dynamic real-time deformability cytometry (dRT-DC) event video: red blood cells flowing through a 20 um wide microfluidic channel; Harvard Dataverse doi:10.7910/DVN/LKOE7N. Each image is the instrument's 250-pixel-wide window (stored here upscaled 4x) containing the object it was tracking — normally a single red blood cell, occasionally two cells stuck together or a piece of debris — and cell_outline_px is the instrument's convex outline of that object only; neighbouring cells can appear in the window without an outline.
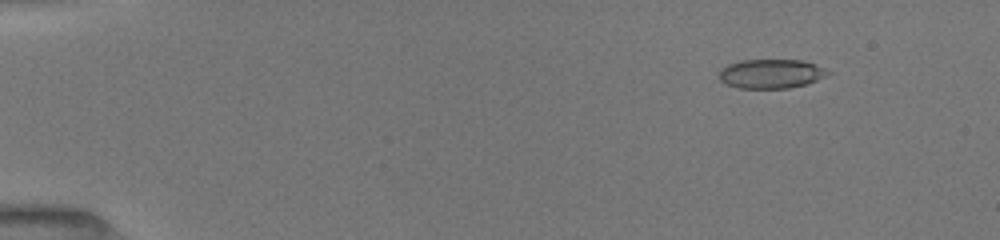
{"species": "common noctule bat (a hibernating species)", "species_latin": "Nyctalus noctula", "temperature_condition": "room temperature", "stored_images_in_passage": 51, "camera_frame_rate_fps": 3000, "um_per_image_px": 0.085, "animal": {"sex": "female", "body_mass_g": 19.5, "forearm_length_mm": 54.1}, "frame": {"image": 1, "passage_image": 6, "time_ms": 1.667, "image_size_px": [1000, 240], "cell_outline_px": [[832, 72], [808, 84], [788, 88], [736, 88], [720, 80], [720, 68], [728, 64], [740, 60], [804, 60], [816, 64]], "centroid_in_image_um": [65.55, 6.26], "position_along_channel_um": 19.5, "area_um2": 18.55}}
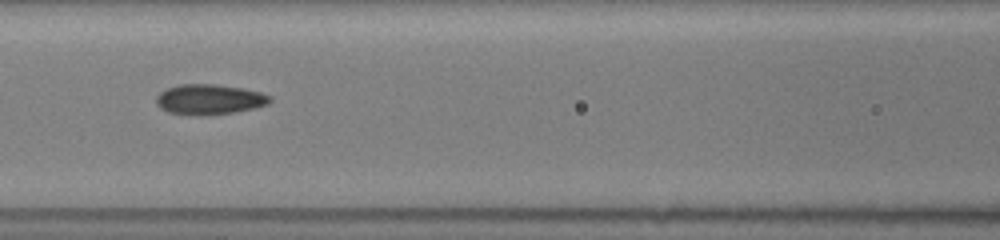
{"frame": {"image": 2, "passage_image": 24, "time_ms": 7.667, "image_size_px": [1000, 240], "cell_outline_px": [[272, 100], [268, 104], [256, 108], [232, 112], [168, 112], [160, 108], [156, 104], [156, 96], [160, 92], [168, 88], [180, 84], [212, 84], [244, 88], [260, 92], [272, 96]], "centroid_in_image_um": [17.84, 8.39], "position_along_channel_um": 148.8, "area_um2": 19.19}}
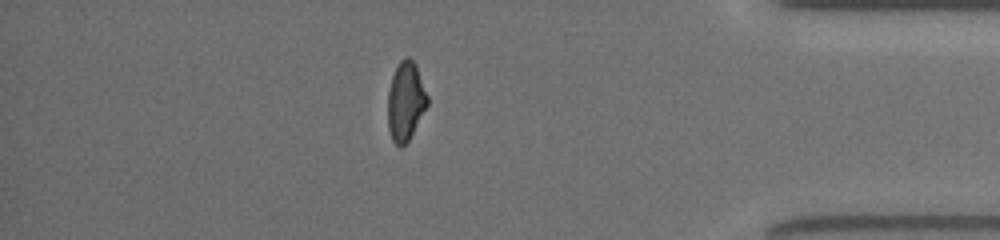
{"frame": {"image": 3, "passage_image": 45, "time_ms": 14.667, "image_size_px": [1000, 240], "cell_outline_px": [[428, 104], [408, 140], [400, 148], [392, 140], [388, 128], [388, 92], [392, 76], [400, 60], [404, 56], [408, 56], [416, 64], [428, 96]], "centroid_in_image_um": [34.47, 8.58], "position_along_channel_um": 400.7, "area_um2": 18.09}, "authors_computed_cell_mechanics": {"area_um2": 19.1318, "velocity_mm_per_s": 4.0232, "shape_relaxation_time_tau1_ms": 8.7861, "shape_relaxation_time_tau2_ms": 1.7865, "deformation_change_tau1": 0.1958, "deformation_change_tau2": 0.0742}}